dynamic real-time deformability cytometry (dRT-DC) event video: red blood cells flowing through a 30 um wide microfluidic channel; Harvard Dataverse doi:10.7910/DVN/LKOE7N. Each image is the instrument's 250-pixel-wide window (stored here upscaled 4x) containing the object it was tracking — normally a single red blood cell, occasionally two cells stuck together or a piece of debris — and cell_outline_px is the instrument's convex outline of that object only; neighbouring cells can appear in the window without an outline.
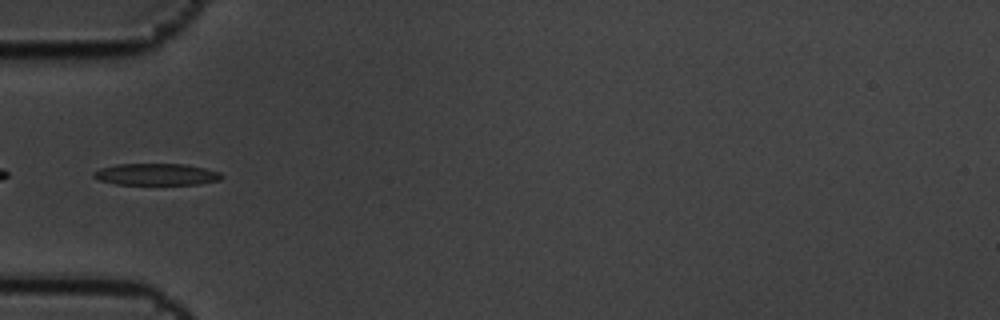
{"species": "common noctule bat (a hibernating species)", "species_latin": "Nyctalus noctula", "temperature_condition": "cold", "stored_images_in_passage": 10, "segment_of_instrument_passage": [2, 2], "camera_frame_rate_fps": 3000, "um_per_image_px": 0.085, "animal": {"sex": "male", "body_mass_g": 19.5, "forearm_length_mm": 54.6}, "frame": {"image": 1, "passage_image": 6, "time_ms": 1.667, "image_size_px": [1000, 320], "cell_outline_px": [[224, 176], [220, 180], [200, 184], [116, 184], [100, 180], [92, 176], [92, 172], [100, 168], [116, 164], [188, 164], [220, 172]], "centroid_in_image_um": [13.3, 14.81], "position_along_channel_um": 71.7, "area_um2": 16.24}}
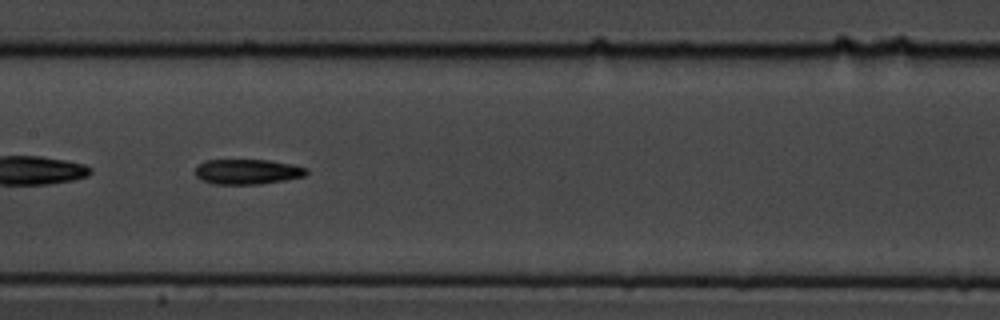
{"frame": {"image": 2, "passage_image": 9, "time_ms": 2.667, "image_size_px": [1000, 320], "cell_outline_px": [[308, 172], [304, 176], [284, 180], [260, 184], [212, 184], [200, 180], [196, 176], [196, 168], [204, 160], [268, 160], [292, 164], [308, 168]], "centroid_in_image_um": [21.02, 14.6], "position_along_channel_um": 186.4, "area_um2": 16.3}}
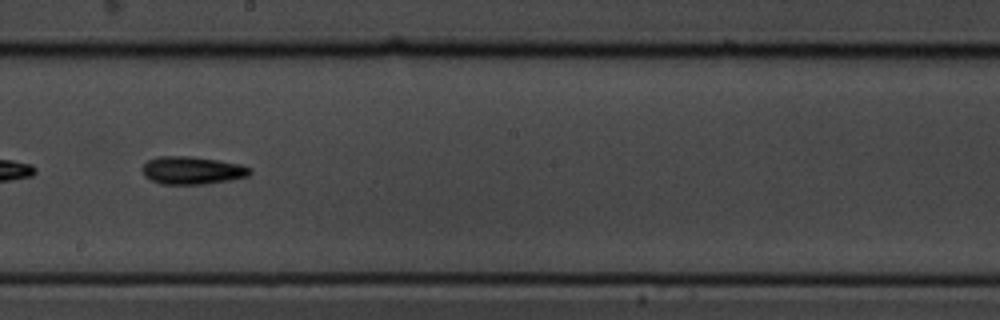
{"frame": {"image": 3, "passage_image": 10, "time_ms": 3.0, "image_size_px": [1000, 320], "cell_outline_px": [[252, 172], [248, 176], [228, 180], [204, 184], [160, 184], [144, 176], [144, 164], [148, 160], [160, 156], [188, 156], [216, 160], [240, 164], [252, 168]], "centroid_in_image_um": [16.35, 14.48], "position_along_channel_um": 231.8, "area_um2": 17.22}}